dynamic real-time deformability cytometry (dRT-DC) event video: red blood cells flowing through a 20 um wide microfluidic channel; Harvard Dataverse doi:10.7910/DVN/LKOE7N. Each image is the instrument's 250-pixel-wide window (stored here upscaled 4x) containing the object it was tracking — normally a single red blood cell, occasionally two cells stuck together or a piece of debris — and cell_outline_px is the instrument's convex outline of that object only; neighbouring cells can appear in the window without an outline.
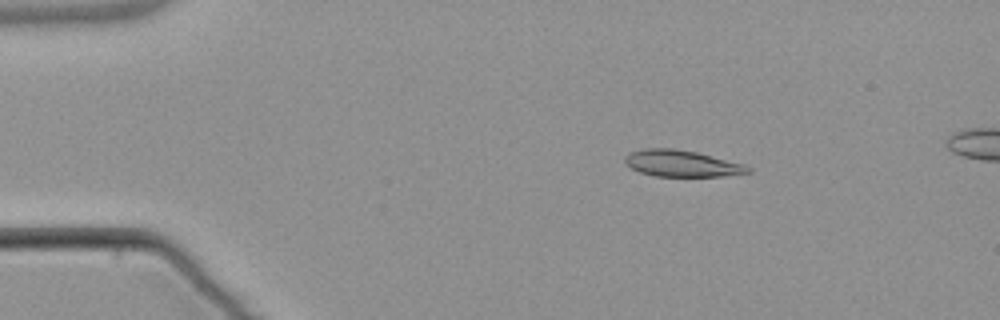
{"species": "common noctule bat (a hibernating species)", "species_latin": "Nyctalus noctula", "temperature_condition": "warm", "stored_images_in_passage": 4, "camera_frame_rate_fps": 3000, "um_per_image_px": 0.085, "animal": {"sex": "male", "body_mass_g": 21.5, "forearm_length_mm": 52.0}, "frame": {"image": 1, "passage_image": 3, "time_ms": 2.667, "image_size_px": [1000, 320], "cell_outline_px": [[752, 172], [724, 176], [656, 176], [640, 172], [624, 164], [624, 156], [628, 152], [644, 148], [672, 148], [696, 152], [744, 164], [752, 168]], "centroid_in_image_um": [57.92, 13.89], "position_along_channel_um": 27.1, "area_um2": 19.07}}